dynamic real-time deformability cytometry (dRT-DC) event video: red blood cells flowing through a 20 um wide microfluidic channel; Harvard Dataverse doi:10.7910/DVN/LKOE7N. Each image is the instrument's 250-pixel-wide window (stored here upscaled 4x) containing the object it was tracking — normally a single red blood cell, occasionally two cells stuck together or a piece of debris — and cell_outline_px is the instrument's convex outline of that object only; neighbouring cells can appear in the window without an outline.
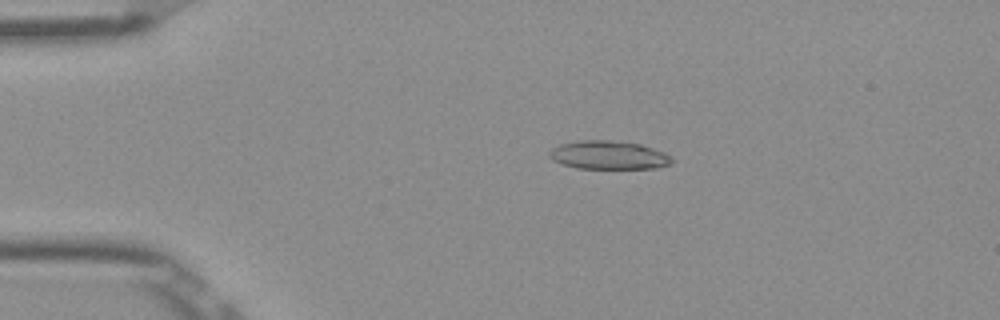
{"species": "Egyptian fruit bat (a non-hibernating species)", "species_latin": "Rousettus aegyptiacus", "temperature_condition": "room temperature", "stored_images_in_passage": 52, "camera_frame_rate_fps": 3000, "um_per_image_px": 0.085, "frame": {"image": 1, "passage_image": 11, "time_ms": 3.333, "image_size_px": [1000, 320], "cell_outline_px": [[672, 164], [656, 168], [576, 168], [552, 160], [548, 156], [548, 152], [552, 148], [560, 144], [580, 140], [612, 140], [640, 144], [664, 152], [672, 156]], "centroid_in_image_um": [51.73, 13.18], "position_along_channel_um": 33.3, "area_um2": 20.35}}
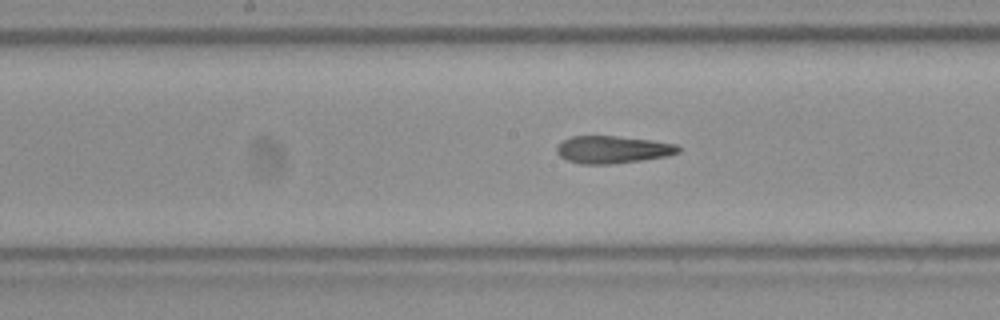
{"frame": {"image": 2, "passage_image": 27, "time_ms": 8.667, "image_size_px": [1000, 320], "cell_outline_px": [[680, 152], [668, 156], [612, 164], [580, 164], [568, 160], [560, 156], [556, 152], [556, 148], [564, 140], [572, 136], [616, 136], [652, 140], [676, 144], [680, 148]], "centroid_in_image_um": [52.09, 12.71], "position_along_channel_um": 196.1, "area_um2": 19.36}}
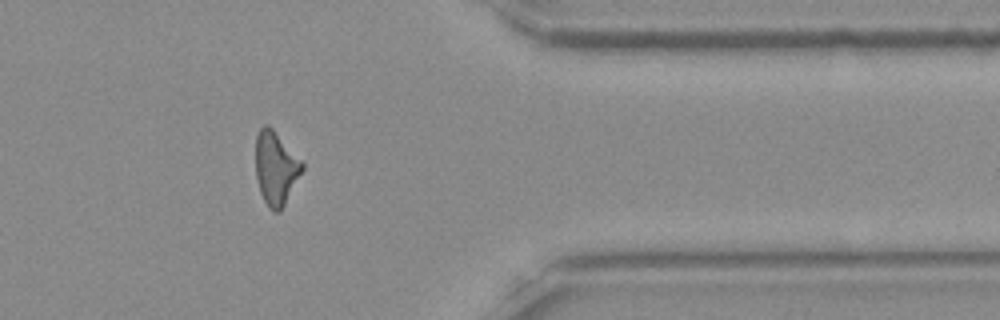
{"frame": {"image": 3, "passage_image": 43, "time_ms": 14.0, "image_size_px": [1000, 320], "cell_outline_px": [[304, 168], [280, 212], [272, 212], [268, 208], [260, 192], [256, 176], [256, 136], [260, 128], [264, 124], [268, 124], [272, 128], [304, 164]], "centroid_in_image_um": [23.43, 14.3], "position_along_channel_um": 388.0, "area_um2": 19.71}, "authors_computed_cell_mechanics": {"area_um2": 19.7965, "velocity_mm_per_s": 3.9148, "shape_relaxation_time_tau1_ms": null, "shape_relaxation_time_tau2_ms": 3.3772, "deformation_change_tau1": null, "deformation_change_tau2": 0.1415}}